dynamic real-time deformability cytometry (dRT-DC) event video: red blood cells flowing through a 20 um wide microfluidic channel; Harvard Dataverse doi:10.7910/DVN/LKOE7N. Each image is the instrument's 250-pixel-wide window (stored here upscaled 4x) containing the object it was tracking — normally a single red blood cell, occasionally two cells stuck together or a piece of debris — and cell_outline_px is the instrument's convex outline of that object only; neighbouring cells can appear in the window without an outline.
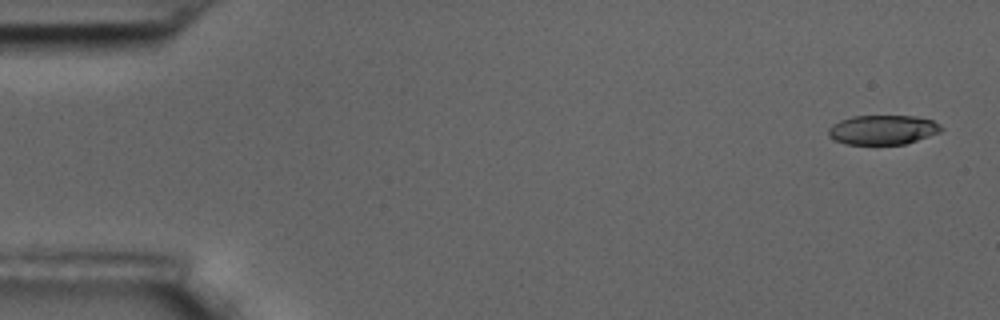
{"species": "common noctule bat (a hibernating species)", "species_latin": "Nyctalus noctula", "temperature_condition": "room temperature", "stored_images_in_passage": 5, "camera_frame_rate_fps": 3000, "um_per_image_px": 0.085, "animal": {"sex": "male", "body_mass_g": 17.5, "forearm_length_mm": 52.3}, "frame": {"image": 1, "passage_image": 1, "time_ms": 0.0, "image_size_px": [1000, 320], "cell_outline_px": [[944, 128], [940, 132], [904, 144], [844, 144], [828, 136], [828, 128], [832, 124], [840, 120], [852, 116], [916, 116], [932, 120], [940, 124]], "centroid_in_image_um": [75.02, 11.02], "position_along_channel_um": 10.0, "area_um2": 19.36}}
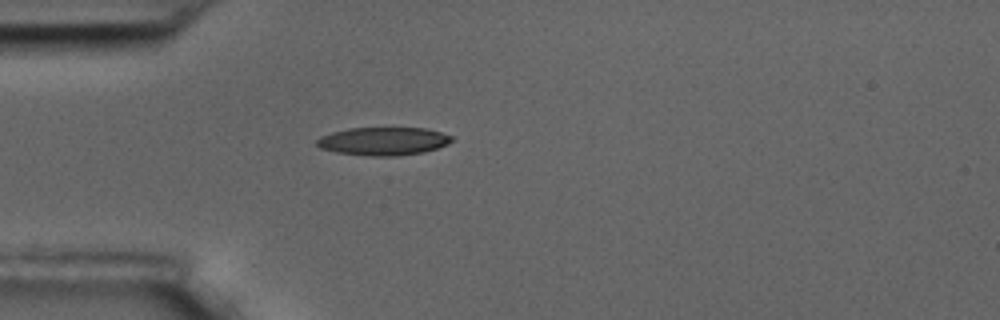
{"frame": {"image": 2, "passage_image": 5, "time_ms": 1.333, "image_size_px": [1000, 320], "cell_outline_px": [[452, 140], [448, 144], [424, 152], [396, 156], [372, 156], [336, 152], [320, 148], [316, 144], [316, 140], [320, 136], [332, 132], [348, 128], [424, 128], [440, 132], [452, 136]], "centroid_in_image_um": [32.56, 12.0], "position_along_channel_um": 52.4, "area_um2": 22.02}}